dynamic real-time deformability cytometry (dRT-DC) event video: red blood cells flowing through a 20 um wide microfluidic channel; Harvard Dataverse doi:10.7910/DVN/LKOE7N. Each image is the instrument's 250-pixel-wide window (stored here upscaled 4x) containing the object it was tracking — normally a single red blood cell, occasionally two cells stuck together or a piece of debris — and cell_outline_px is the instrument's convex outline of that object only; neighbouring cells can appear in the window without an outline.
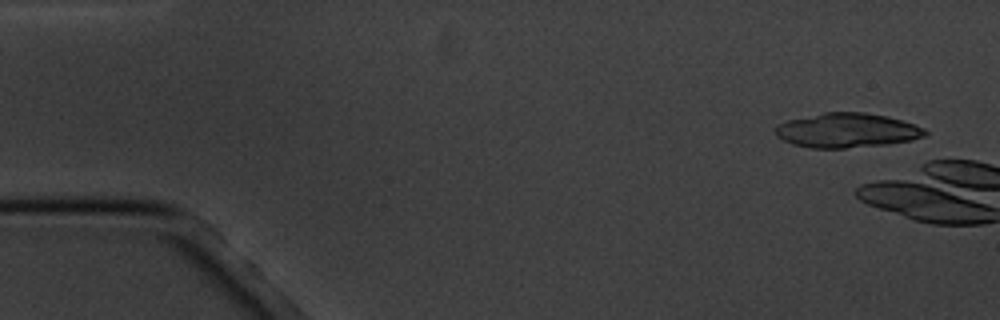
{"species": "common noctule bat (a hibernating species)", "species_latin": "Nyctalus noctula", "temperature_condition": "cold", "stored_images_in_passage": 5, "camera_frame_rate_fps": 3000, "um_per_image_px": 0.085, "animal": {"sex": "male", "body_mass_g": 20.1, "forearm_length_mm": 53.5}, "frame": {"image": 1, "passage_image": 1, "time_ms": 0.0, "image_size_px": [1000, 320], "cell_outline_px": [[928, 132], [924, 136], [912, 140], [888, 144], [844, 148], [812, 148], [792, 144], [776, 136], [776, 124], [788, 120], [824, 112], [864, 112], [888, 116], [924, 128]], "centroid_in_image_um": [71.98, 11.08], "position_along_channel_um": 13.0, "area_um2": 30.0}}